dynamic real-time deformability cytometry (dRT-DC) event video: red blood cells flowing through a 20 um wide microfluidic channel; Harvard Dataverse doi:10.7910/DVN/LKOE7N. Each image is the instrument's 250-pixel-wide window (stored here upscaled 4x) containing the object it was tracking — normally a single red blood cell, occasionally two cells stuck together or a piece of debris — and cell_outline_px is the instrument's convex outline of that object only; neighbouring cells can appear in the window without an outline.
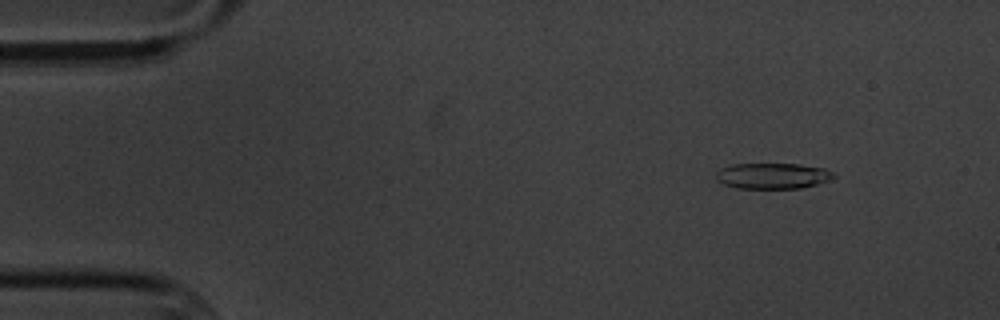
{"species": "common noctule bat (a hibernating species)", "species_latin": "Nyctalus noctula", "temperature_condition": "cold", "stored_images_in_passage": 9, "camera_frame_rate_fps": 3000, "um_per_image_px": 0.085, "animal": {"sex": "male", "body_mass_g": 20.1, "forearm_length_mm": 53.5}, "frame": {"image": 1, "passage_image": 3, "time_ms": 2.0, "image_size_px": [1000, 320], "cell_outline_px": [[836, 176], [832, 180], [800, 188], [736, 188], [724, 184], [716, 180], [716, 172], [720, 168], [732, 164], [800, 164], [824, 168], [832, 172]], "centroid_in_image_um": [65.67, 14.94], "position_along_channel_um": 19.3, "area_um2": 17.74}}
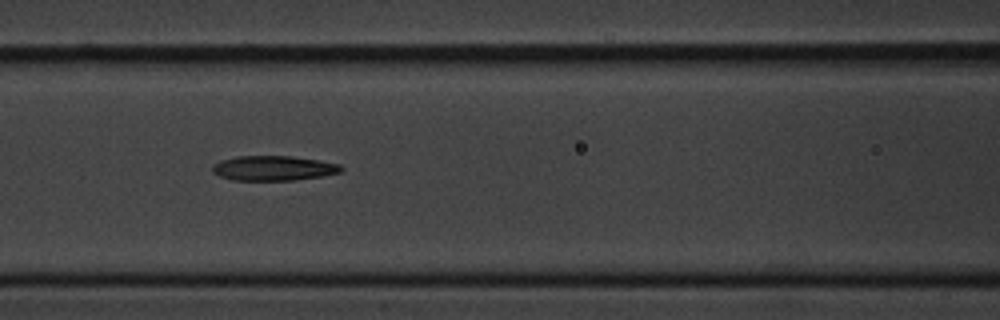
{"frame": {"image": 2, "passage_image": 8, "time_ms": 8.0, "image_size_px": [1000, 320], "cell_outline_px": [[344, 168], [340, 172], [324, 176], [296, 180], [232, 180], [220, 176], [212, 172], [212, 164], [220, 160], [236, 156], [292, 156], [320, 160], [340, 164]], "centroid_in_image_um": [23.25, 14.29], "position_along_channel_um": 143.4, "area_um2": 18.84}}
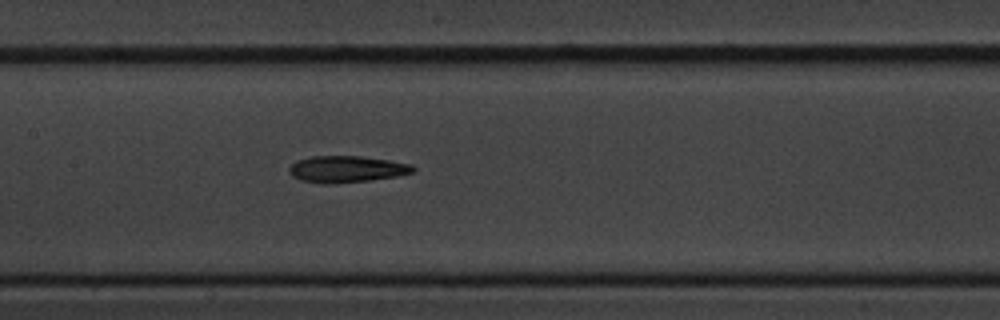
{"frame": {"image": 3, "passage_image": 9, "time_ms": 9.0, "image_size_px": [1000, 320], "cell_outline_px": [[416, 168], [412, 172], [396, 176], [368, 180], [328, 184], [320, 184], [300, 180], [292, 176], [288, 172], [288, 168], [296, 160], [312, 156], [360, 156], [388, 160], [412, 164]], "centroid_in_image_um": [29.41, 14.37], "position_along_channel_um": 178.0, "area_um2": 19.19}}